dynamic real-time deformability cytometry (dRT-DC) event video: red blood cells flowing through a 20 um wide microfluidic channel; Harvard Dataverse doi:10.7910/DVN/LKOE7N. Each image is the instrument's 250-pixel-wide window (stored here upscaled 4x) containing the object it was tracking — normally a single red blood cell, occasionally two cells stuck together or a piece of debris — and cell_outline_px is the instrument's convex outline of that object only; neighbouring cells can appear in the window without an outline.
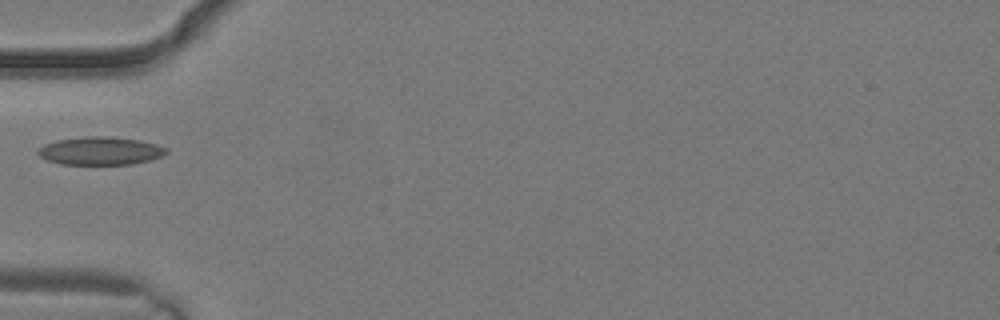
{"species": "common noctule bat (a hibernating species)", "species_latin": "Nyctalus noctula", "temperature_condition": "warm", "stored_images_in_passage": 4, "camera_frame_rate_fps": 3000, "um_per_image_px": 0.085, "animal": {"sex": "male", "body_mass_g": 19.2, "forearm_length_mm": 51.8}, "frame": {"image": 1, "passage_image": 4, "time_ms": 1.0, "image_size_px": [1000, 320], "cell_outline_px": [[168, 152], [152, 160], [132, 164], [60, 164], [48, 160], [40, 156], [36, 152], [44, 144], [56, 140], [88, 136], [108, 136], [140, 140], [156, 144], [168, 148]], "centroid_in_image_um": [8.55, 12.82], "position_along_channel_um": 76.5, "area_um2": 20.98}}